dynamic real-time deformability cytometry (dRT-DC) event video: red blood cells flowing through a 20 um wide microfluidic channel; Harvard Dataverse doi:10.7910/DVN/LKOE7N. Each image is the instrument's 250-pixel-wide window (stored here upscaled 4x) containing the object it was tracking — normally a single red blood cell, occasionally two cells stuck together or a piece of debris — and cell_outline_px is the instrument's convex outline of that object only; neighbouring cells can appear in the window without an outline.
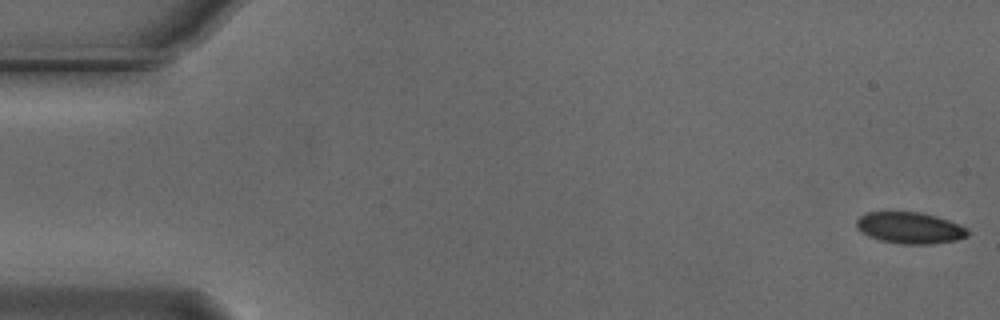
{"species": "Egyptian fruit bat (a non-hibernating species)", "species_latin": "Rousettus aegyptiacus", "temperature_condition": "cold", "stored_images_in_passage": 55, "camera_frame_rate_fps": 3000, "um_per_image_px": 0.085, "animal": {"sex": "male"}, "frame": {"image": 1, "passage_image": 1, "time_ms": 0.0, "image_size_px": [1000, 320], "cell_outline_px": [[968, 236], [956, 240], [932, 244], [904, 244], [880, 240], [868, 236], [856, 228], [856, 220], [860, 216], [868, 212], [920, 212], [936, 216], [948, 220], [968, 228]], "centroid_in_image_um": [77.33, 19.37], "position_along_channel_um": 7.7, "area_um2": 20.35}}
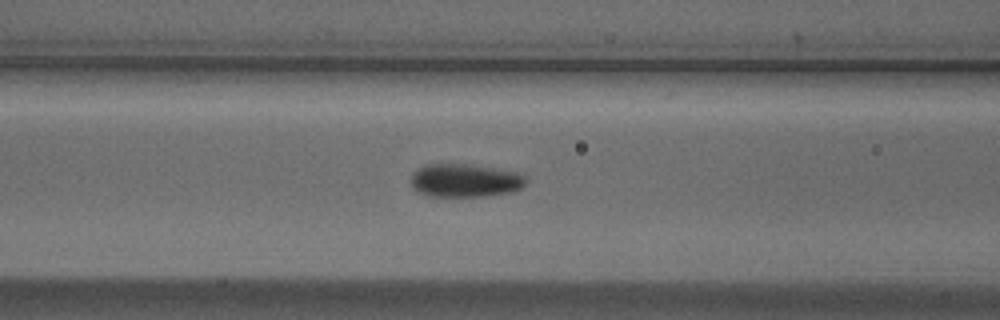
{"frame": {"image": 2, "passage_image": 22, "time_ms": 7.0, "image_size_px": [1000, 320], "cell_outline_px": [[528, 180], [520, 188], [512, 192], [484, 196], [424, 196], [412, 188], [408, 180], [412, 172], [424, 164], [464, 164], [524, 172]], "centroid_in_image_um": [39.5, 15.33], "position_along_channel_um": 127.1, "area_um2": 22.83}}
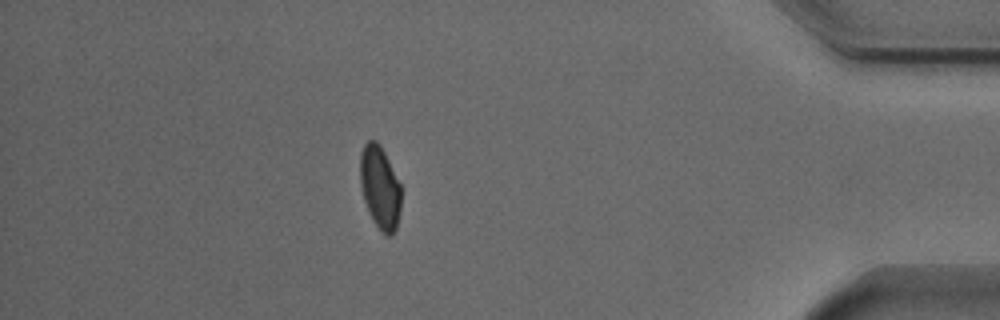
{"frame": {"image": 3, "passage_image": 48, "time_ms": 15.667, "image_size_px": [1000, 320], "cell_outline_px": [[400, 212], [396, 228], [388, 236], [384, 236], [372, 220], [364, 200], [360, 184], [360, 152], [364, 144], [368, 140], [376, 140], [380, 144], [400, 184]], "centroid_in_image_um": [32.27, 15.93], "position_along_channel_um": 402.9, "area_um2": 19.77}, "authors_computed_cell_mechanics": {"area_um2": 21.386, "velocity_mm_per_s": 3.7184, "shape_relaxation_time_tau1_ms": 4.0715, "shape_relaxation_time_tau2_ms": null, "deformation_change_tau1": 0.0877, "deformation_change_tau2": null}}